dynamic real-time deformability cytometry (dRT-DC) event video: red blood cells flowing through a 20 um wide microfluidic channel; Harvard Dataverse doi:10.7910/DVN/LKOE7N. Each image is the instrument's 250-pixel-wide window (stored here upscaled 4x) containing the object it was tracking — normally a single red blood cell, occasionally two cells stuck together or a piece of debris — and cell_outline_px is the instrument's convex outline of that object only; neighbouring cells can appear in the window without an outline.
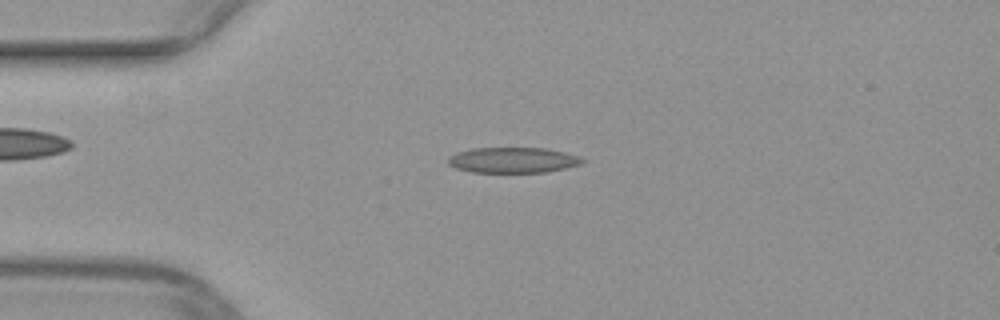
{"species": "common noctule bat (a hibernating species)", "species_latin": "Nyctalus noctula", "temperature_condition": "warm", "stored_images_in_passage": 49, "camera_frame_rate_fps": 3000, "um_per_image_px": 0.085, "animal": {"sex": "female", "body_mass_g": 29.2, "forearm_length_mm": 56.3}, "frame": {"image": 1, "passage_image": 11, "time_ms": 3.333, "image_size_px": [1000, 320], "cell_outline_px": [[584, 160], [580, 164], [564, 168], [544, 172], [472, 172], [456, 168], [448, 164], [448, 156], [456, 152], [472, 148], [544, 148], [564, 152], [576, 156]], "centroid_in_image_um": [43.52, 13.6], "position_along_channel_um": 41.5, "area_um2": 19.77}}
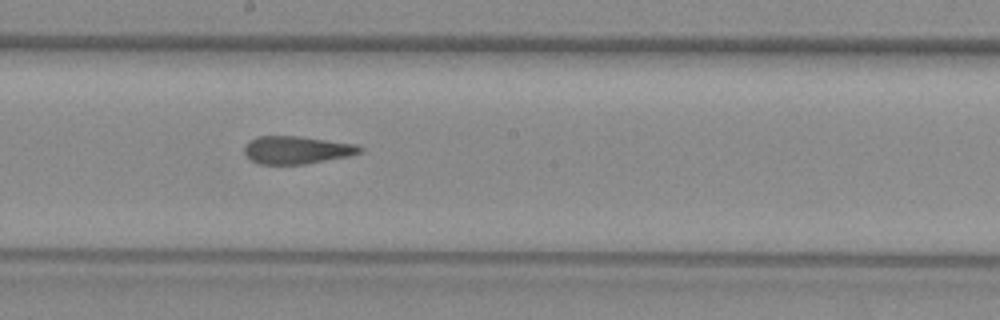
{"frame": {"image": 2, "passage_image": 26, "time_ms": 8.333, "image_size_px": [1000, 320], "cell_outline_px": [[364, 152], [352, 156], [304, 164], [260, 164], [252, 160], [244, 152], [244, 148], [248, 140], [256, 136], [296, 136], [356, 144], [364, 148]], "centroid_in_image_um": [25.26, 12.75], "position_along_channel_um": 222.9, "area_um2": 18.79}}
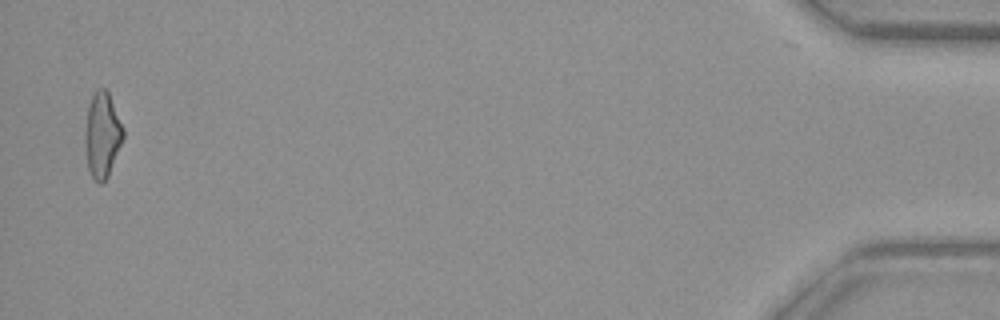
{"frame": {"image": 3, "passage_image": 48, "time_ms": 15.667, "image_size_px": [1000, 320], "cell_outline_px": [[124, 136], [108, 176], [100, 184], [92, 176], [88, 168], [84, 144], [84, 136], [88, 104], [92, 92], [96, 88], [104, 88], [108, 92], [124, 128]], "centroid_in_image_um": [8.67, 11.42], "position_along_channel_um": 426.5, "area_um2": 19.02}}